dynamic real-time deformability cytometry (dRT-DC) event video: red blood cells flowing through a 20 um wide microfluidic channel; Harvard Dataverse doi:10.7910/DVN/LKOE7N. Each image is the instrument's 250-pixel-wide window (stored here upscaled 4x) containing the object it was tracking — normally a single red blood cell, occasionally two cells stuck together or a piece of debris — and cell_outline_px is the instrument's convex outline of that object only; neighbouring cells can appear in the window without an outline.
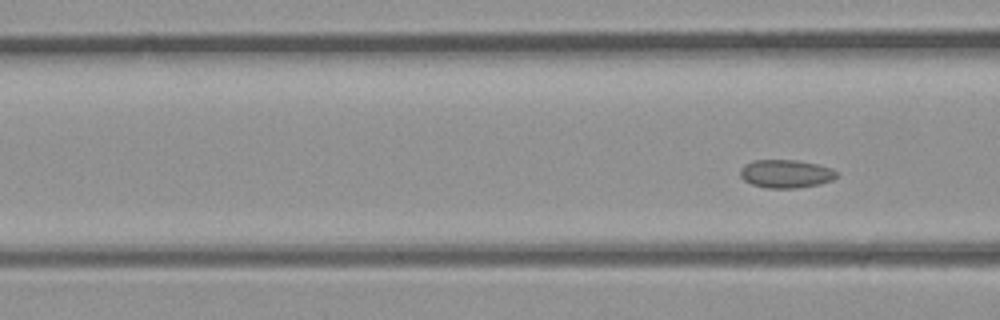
{"species": "common noctule bat (a hibernating species)", "species_latin": "Nyctalus noctula", "temperature_condition": "room temperature", "stored_images_in_passage": 5, "camera_frame_rate_fps": 3000, "um_per_image_px": 0.085, "animal": {"sex": "male", "body_mass_g": 23.1, "forearm_length_mm": 52.7}, "frame": {"image": 1, "passage_image": 5, "time_ms": 1.333, "image_size_px": [1000, 320], "cell_outline_px": [[840, 176], [832, 180], [820, 184], [796, 188], [768, 188], [752, 184], [744, 180], [740, 176], [740, 168], [744, 164], [752, 160], [796, 160], [820, 164], [832, 168]], "centroid_in_image_um": [66.82, 14.76], "position_along_channel_um": 99.8, "area_um2": 16.07}}